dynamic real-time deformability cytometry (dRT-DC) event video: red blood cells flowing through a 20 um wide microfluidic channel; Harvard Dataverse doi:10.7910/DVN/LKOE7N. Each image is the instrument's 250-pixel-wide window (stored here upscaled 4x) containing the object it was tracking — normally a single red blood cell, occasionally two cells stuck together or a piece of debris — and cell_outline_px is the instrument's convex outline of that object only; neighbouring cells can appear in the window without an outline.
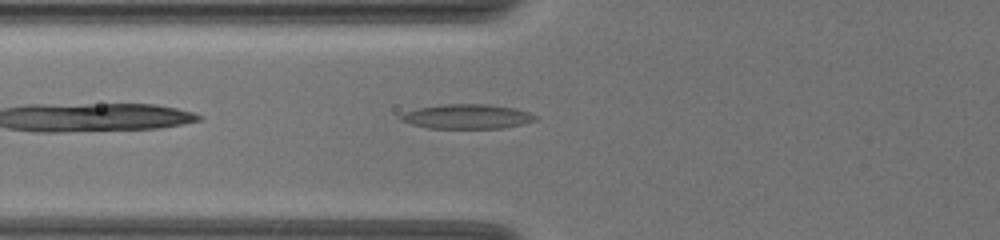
{"species": "common noctule bat (a hibernating species)", "species_latin": "Nyctalus noctula", "temperature_condition": "warm", "stored_images_in_passage": 36, "camera_frame_rate_fps": 3000, "um_per_image_px": 0.085, "animal": {"sex": "female", "body_mass_g": 19.5, "forearm_length_mm": 54.1}, "frame": {"image": 1, "passage_image": 2, "time_ms": 0.333, "image_size_px": [1000, 240], "cell_outline_px": [[536, 120], [524, 124], [504, 128], [428, 128], [412, 124], [400, 120], [400, 116], [404, 112], [416, 108], [444, 104], [488, 104], [516, 108], [528, 112], [536, 116]], "centroid_in_image_um": [39.71, 9.9], "position_along_channel_um": 86.1, "area_um2": 19.31}}
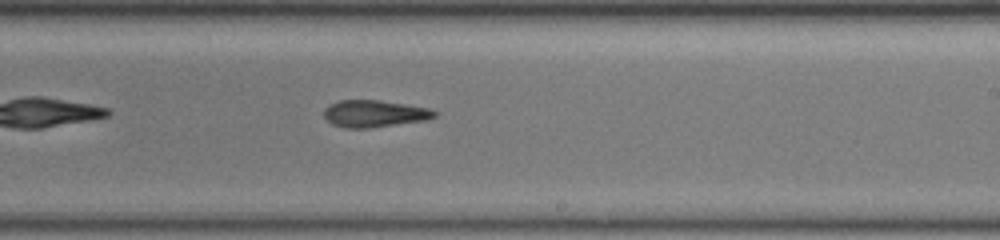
{"frame": {"image": 2, "passage_image": 16, "time_ms": 5.0, "image_size_px": [1000, 240], "cell_outline_px": [[440, 112], [436, 116], [424, 120], [368, 128], [344, 128], [332, 124], [324, 116], [324, 108], [328, 104], [340, 100], [380, 100], [428, 108]], "centroid_in_image_um": [31.79, 9.65], "position_along_channel_um": 257.2, "area_um2": 17.34}}
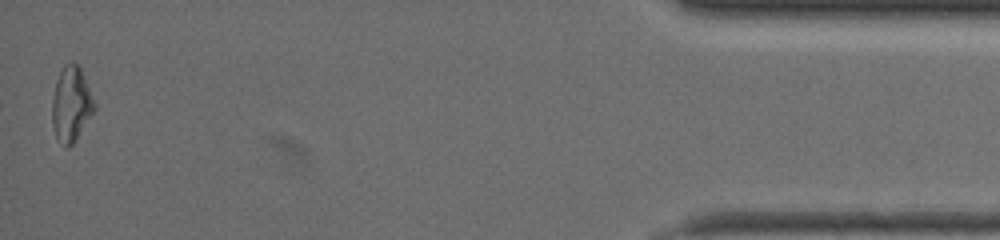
{"frame": {"image": 3, "passage_image": 36, "time_ms": 11.667, "image_size_px": [1000, 240], "cell_outline_px": [[96, 108], [76, 140], [68, 148], [64, 148], [56, 136], [52, 124], [52, 100], [56, 80], [64, 64], [72, 60], [80, 68], [96, 104]], "centroid_in_image_um": [6.05, 8.87], "position_along_channel_um": 429.2, "area_um2": 18.5}, "authors_computed_cell_mechanics": {"area_um2": 17.918, "velocity_mm_per_s": 3.663, "shape_relaxation_time_tau1_ms": null, "shape_relaxation_time_tau2_ms": 4.3552, "deformation_change_tau1": null, "deformation_change_tau2": 0.1431}}